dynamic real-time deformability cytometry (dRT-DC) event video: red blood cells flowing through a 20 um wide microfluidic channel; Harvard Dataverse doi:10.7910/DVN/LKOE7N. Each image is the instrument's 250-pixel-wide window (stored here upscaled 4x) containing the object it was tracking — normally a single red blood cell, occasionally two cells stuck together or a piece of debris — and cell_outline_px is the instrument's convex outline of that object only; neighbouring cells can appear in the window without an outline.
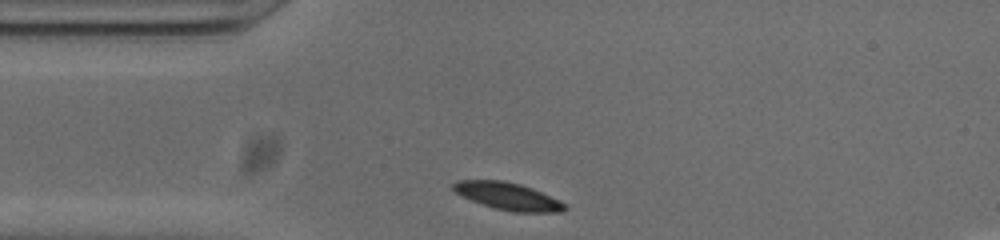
{"species": "common noctule bat (a hibernating species)", "species_latin": "Nyctalus noctula", "temperature_condition": "cold", "stored_images_in_passage": 30, "camera_frame_rate_fps": 3000, "um_per_image_px": 0.085, "animal": {"sex": "male", "body_mass_g": 20.0, "forearm_length_mm": 53.3}, "frame": {"image": 1, "passage_image": 1, "time_ms": 0.0, "image_size_px": [1000, 240], "cell_outline_px": [[568, 208], [560, 212], [512, 212], [496, 208], [472, 200], [456, 192], [452, 188], [452, 184], [460, 180], [500, 180], [520, 184], [532, 188], [560, 200]], "centroid_in_image_um": [43.21, 16.68], "position_along_channel_um": 41.8, "area_um2": 17.46}}
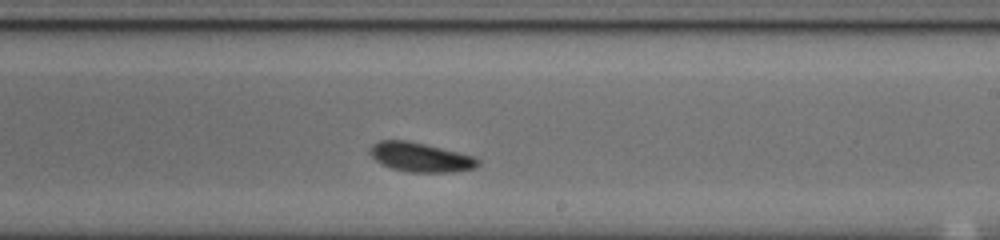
{"frame": {"image": 2, "passage_image": 19, "time_ms": 6.0, "image_size_px": [1000, 240], "cell_outline_px": [[480, 164], [476, 168], [456, 172], [404, 172], [392, 168], [376, 160], [368, 152], [372, 144], [380, 140], [408, 140], [472, 156], [480, 160]], "centroid_in_image_um": [35.74, 13.37], "position_along_channel_um": 253.3, "area_um2": 18.32}}
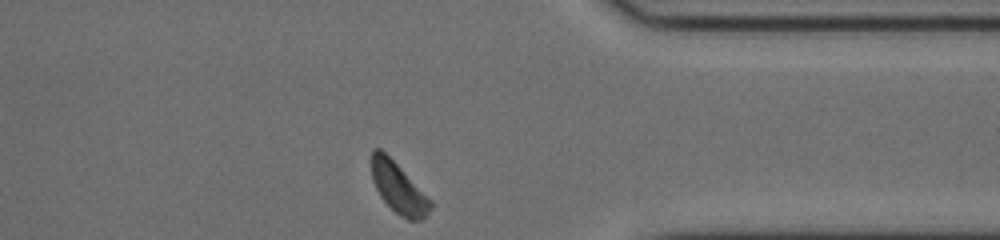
{"frame": {"image": 3, "passage_image": 30, "time_ms": 9.667, "image_size_px": [1000, 240], "cell_outline_px": [[432, 208], [420, 220], [408, 220], [400, 216], [380, 196], [372, 180], [372, 148], [380, 148], [432, 200]], "centroid_in_image_um": [33.87, 15.99], "position_along_channel_um": 377.5, "area_um2": 16.94}, "authors_computed_cell_mechanics": {"area_um2": 17.918, "velocity_mm_per_s": 3.7679, "shape_relaxation_time_tau1_ms": 2.4614, "shape_relaxation_time_tau2_ms": 3.6956, "deformation_change_tau1": 0.0786, "deformation_change_tau2": 0.0741}}